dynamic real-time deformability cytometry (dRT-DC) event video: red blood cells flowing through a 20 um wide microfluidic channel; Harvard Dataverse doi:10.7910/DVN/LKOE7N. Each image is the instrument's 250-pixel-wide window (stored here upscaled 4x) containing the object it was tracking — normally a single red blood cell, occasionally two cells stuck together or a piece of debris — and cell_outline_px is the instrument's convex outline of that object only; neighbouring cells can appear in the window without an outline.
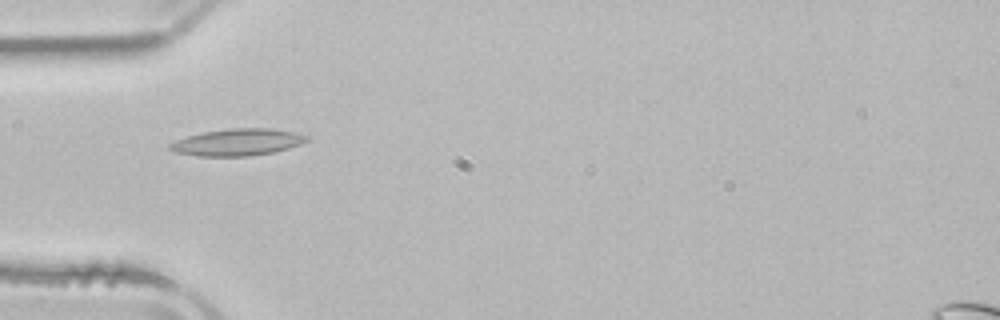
{"species": "common noctule bat (a hibernating species)", "species_latin": "Nyctalus noctula", "temperature_condition": "room temperature", "stored_images_in_passage": 4, "camera_frame_rate_fps": 3000, "um_per_image_px": 0.085, "animal": {"sex": "male", "body_mass_g": 21.5, "forearm_length_mm": 52.0}, "frame": {"image": 1, "passage_image": 3, "time_ms": 3.0, "image_size_px": [1000, 320], "cell_outline_px": [[312, 140], [288, 148], [272, 152], [248, 156], [196, 156], [176, 152], [168, 148], [168, 144], [176, 140], [188, 136], [204, 132], [232, 128], [268, 128], [296, 132], [308, 136]], "centroid_in_image_um": [20.21, 12.09], "position_along_channel_um": 64.8, "area_um2": 21.39}}
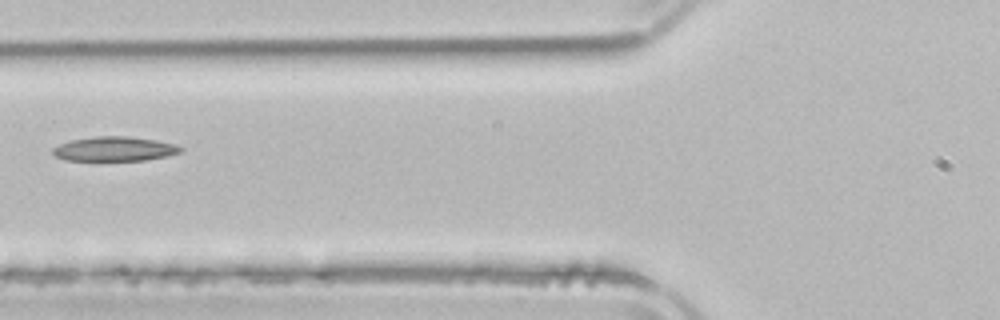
{"frame": {"image": 2, "passage_image": 4, "time_ms": 4.333, "image_size_px": [1000, 320], "cell_outline_px": [[184, 148], [180, 152], [164, 156], [144, 160], [64, 160], [56, 156], [52, 152], [52, 148], [60, 144], [72, 140], [96, 136], [128, 136], [156, 140], [176, 144]], "centroid_in_image_um": [9.73, 12.65], "position_along_channel_um": 116.1, "area_um2": 18.03}}